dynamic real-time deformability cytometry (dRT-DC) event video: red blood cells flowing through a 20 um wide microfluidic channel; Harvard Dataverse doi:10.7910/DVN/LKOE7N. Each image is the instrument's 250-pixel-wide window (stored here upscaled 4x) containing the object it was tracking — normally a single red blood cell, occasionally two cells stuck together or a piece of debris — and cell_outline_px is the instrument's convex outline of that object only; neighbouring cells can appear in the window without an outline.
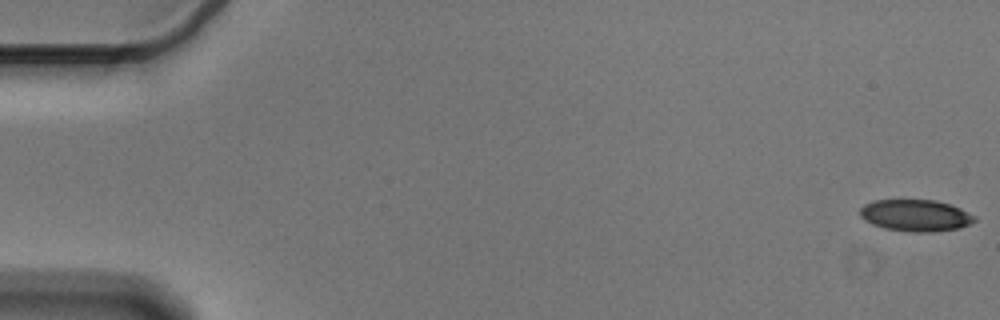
{"species": "Egyptian fruit bat (a non-hibernating species)", "species_latin": "Rousettus aegyptiacus", "temperature_condition": "cold", "stored_images_in_passage": 56, "camera_frame_rate_fps": 3000, "um_per_image_px": 0.085, "animal": {"sex": "male"}, "frame": {"image": 1, "passage_image": 1, "time_ms": 0.0, "image_size_px": [1000, 320], "cell_outline_px": [[976, 220], [960, 228], [932, 232], [912, 232], [884, 228], [872, 224], [864, 220], [860, 216], [860, 208], [864, 204], [872, 200], [936, 200], [960, 208], [976, 216]], "centroid_in_image_um": [77.8, 18.31], "position_along_channel_um": 7.2, "area_um2": 21.21}}
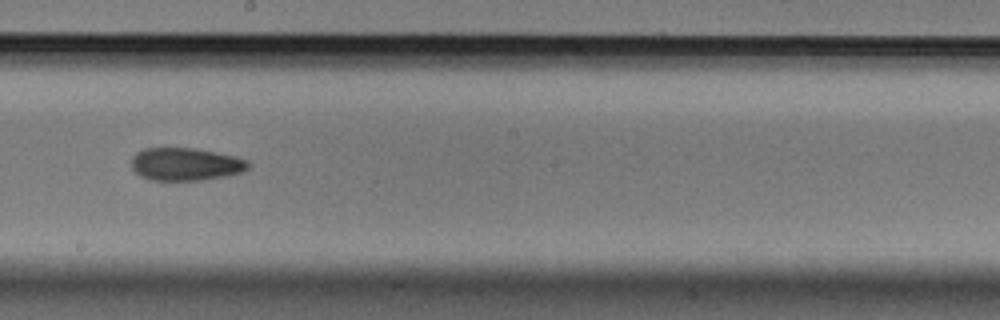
{"frame": {"image": 2, "passage_image": 32, "time_ms": 10.333, "image_size_px": [1000, 320], "cell_outline_px": [[252, 164], [248, 168], [240, 172], [224, 176], [200, 180], [152, 180], [140, 176], [132, 168], [132, 156], [136, 152], [144, 148], [196, 148], [236, 156], [248, 160]], "centroid_in_image_um": [15.78, 13.94], "position_along_channel_um": 232.4, "area_um2": 22.37}}
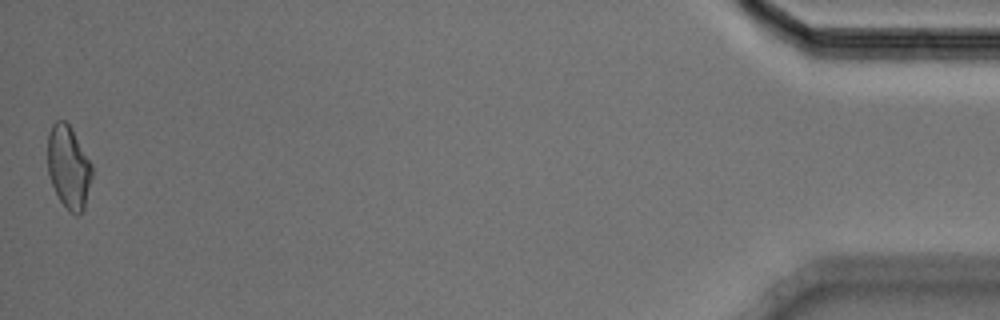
{"frame": {"image": 3, "passage_image": 56, "time_ms": 18.333, "image_size_px": [1000, 320], "cell_outline_px": [[92, 176], [84, 208], [76, 216], [68, 212], [60, 200], [52, 184], [48, 172], [48, 132], [52, 124], [56, 120], [64, 120], [72, 128], [92, 164]], "centroid_in_image_um": [5.83, 14.19], "position_along_channel_um": 429.4, "area_um2": 21.44}, "authors_computed_cell_mechanics": {"area_um2": 22.253, "velocity_mm_per_s": 3.5966, "shape_relaxation_time_tau1_ms": 9.3984, "shape_relaxation_time_tau2_ms": 4.2475, "deformation_change_tau1": 0.1581, "deformation_change_tau2": 0.1078}}